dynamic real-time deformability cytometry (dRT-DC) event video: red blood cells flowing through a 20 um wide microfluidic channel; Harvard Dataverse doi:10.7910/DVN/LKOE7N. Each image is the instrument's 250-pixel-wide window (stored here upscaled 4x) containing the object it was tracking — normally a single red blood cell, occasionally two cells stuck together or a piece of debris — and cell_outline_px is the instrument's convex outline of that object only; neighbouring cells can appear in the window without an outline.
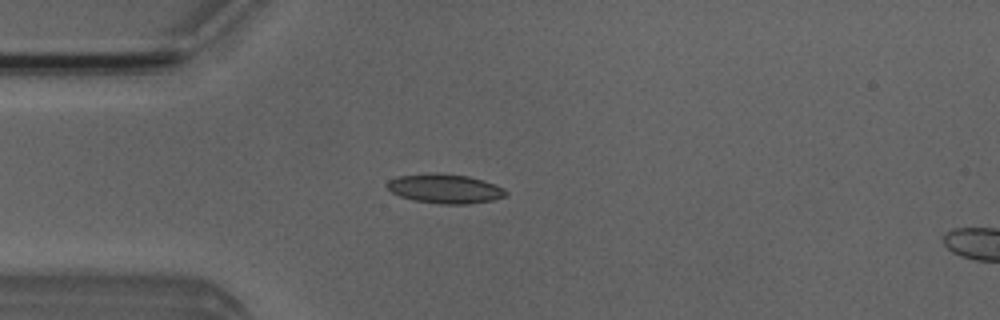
{"species": "Egyptian fruit bat (a non-hibernating species)", "species_latin": "Rousettus aegyptiacus", "temperature_condition": "room temperature", "stored_images_in_passage": 3, "camera_frame_rate_fps": 3000, "um_per_image_px": 0.085, "animal": {"sex": "male"}, "frame": {"image": 1, "passage_image": 2, "time_ms": 1.0, "image_size_px": [1000, 320], "cell_outline_px": [[508, 192], [504, 196], [492, 200], [468, 204], [440, 204], [412, 200], [400, 196], [392, 192], [384, 184], [388, 180], [396, 176], [432, 172], [468, 176], [504, 188]], "centroid_in_image_um": [37.75, 16.03], "position_along_channel_um": 47.2, "area_um2": 20.29}}